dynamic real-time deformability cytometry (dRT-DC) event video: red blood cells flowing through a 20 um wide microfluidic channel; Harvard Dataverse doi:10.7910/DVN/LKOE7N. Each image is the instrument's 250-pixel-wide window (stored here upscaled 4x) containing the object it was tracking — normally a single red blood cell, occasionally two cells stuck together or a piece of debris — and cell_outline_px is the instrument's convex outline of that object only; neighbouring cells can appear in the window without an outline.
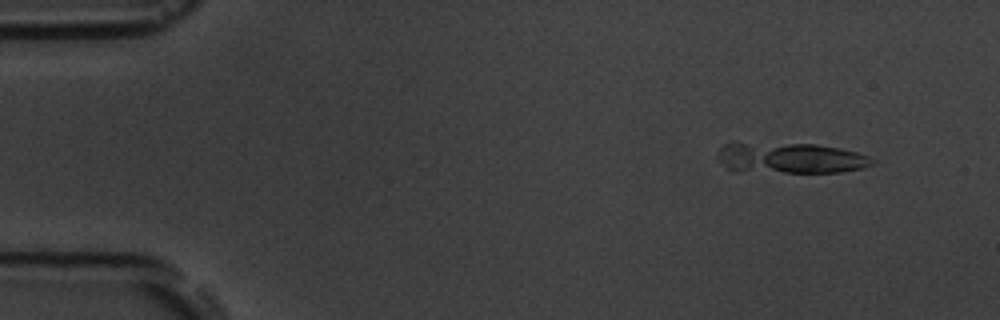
{"species": "common noctule bat (a hibernating species)", "species_latin": "Nyctalus noctula", "temperature_condition": "room temperature", "stored_images_in_passage": 6, "camera_frame_rate_fps": 3000, "um_per_image_px": 0.085, "animal": {"sex": "male", "body_mass_g": 19.5, "forearm_length_mm": 54.6}, "frame": {"image": 1, "passage_image": 2, "time_ms": 1.0, "image_size_px": [1000, 320], "cell_outline_px": [[876, 160], [872, 164], [864, 168], [840, 172], [736, 172], [728, 168], [720, 160], [720, 148], [728, 140], [732, 140], [816, 144], [840, 148], [856, 152], [868, 156]], "centroid_in_image_um": [67.11, 13.39], "position_along_channel_um": 17.9, "area_um2": 28.61}}
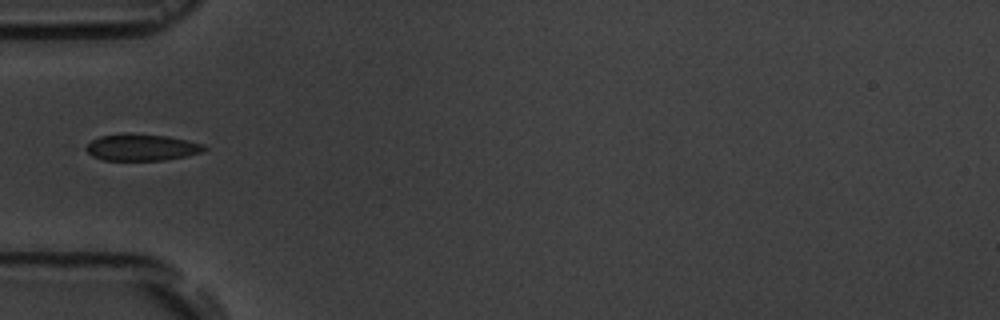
{"frame": {"image": 2, "passage_image": 5, "time_ms": 5.333, "image_size_px": [1000, 320], "cell_outline_px": [[208, 148], [200, 152], [184, 156], [164, 160], [104, 160], [92, 156], [84, 148], [92, 140], [100, 136], [124, 132], [132, 132], [168, 136], [204, 144]], "centroid_in_image_um": [12.01, 12.5], "position_along_channel_um": 73.0, "area_um2": 18.5}}
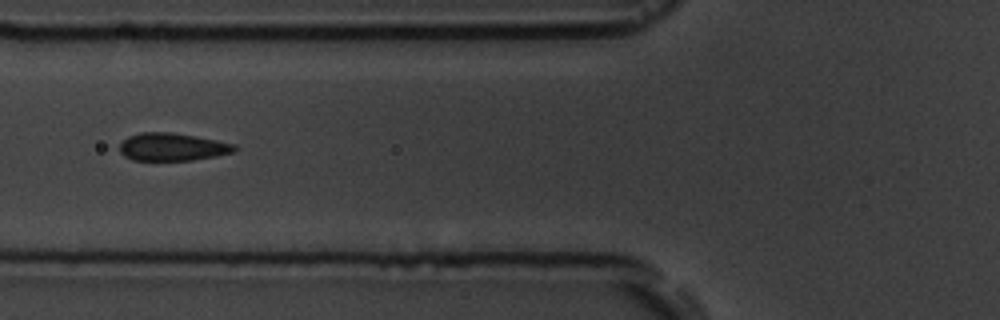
{"frame": {"image": 3, "passage_image": 6, "time_ms": 6.333, "image_size_px": [1000, 320], "cell_outline_px": [[240, 148], [236, 152], [216, 156], [192, 160], [132, 160], [124, 156], [120, 152], [120, 144], [128, 136], [140, 132], [172, 132], [216, 140], [236, 144]], "centroid_in_image_um": [14.69, 12.49], "position_along_channel_um": 111.1, "area_um2": 18.73}}